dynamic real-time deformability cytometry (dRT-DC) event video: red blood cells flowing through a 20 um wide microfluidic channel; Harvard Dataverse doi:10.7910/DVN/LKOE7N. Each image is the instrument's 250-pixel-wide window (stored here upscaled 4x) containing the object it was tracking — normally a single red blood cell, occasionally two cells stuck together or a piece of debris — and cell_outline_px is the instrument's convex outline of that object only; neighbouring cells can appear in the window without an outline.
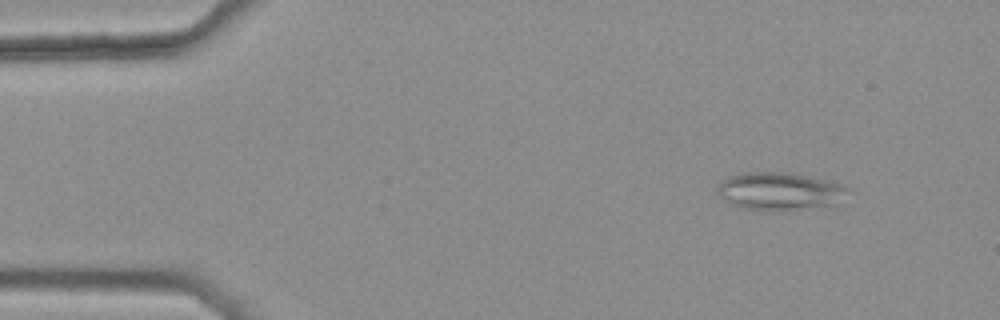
{"species": "common noctule bat (a hibernating species)", "species_latin": "Nyctalus noctula", "temperature_condition": "warm", "stored_images_in_passage": 6, "camera_frame_rate_fps": 3000, "um_per_image_px": 0.085, "animal": {"sex": "female", "body_mass_g": 25.1}, "frame": {"image": 1, "passage_image": 2, "time_ms": 0.333, "image_size_px": [1000, 320], "cell_outline_px": [[848, 188], [836, 204], [772, 212], [744, 208], [732, 204], [724, 200], [716, 192], [720, 184], [728, 176], [740, 172], [784, 172], [824, 180]], "centroid_in_image_um": [66.16, 16.26], "position_along_channel_um": 18.8, "area_um2": 28.15}}
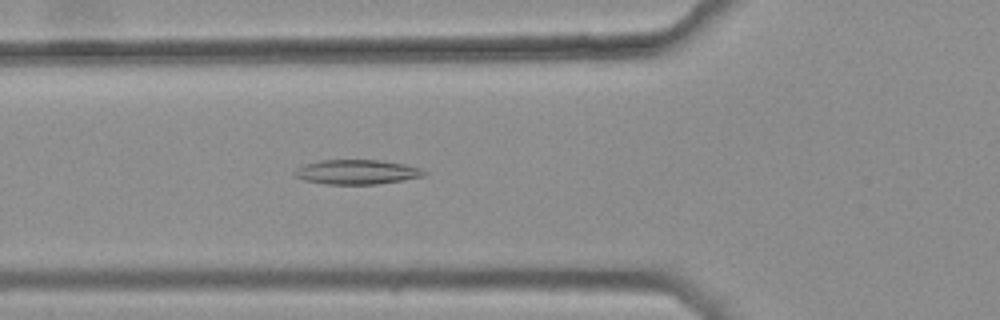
{"frame": {"image": 2, "passage_image": 6, "time_ms": 1.667, "image_size_px": [1000, 320], "cell_outline_px": [[428, 172], [424, 176], [404, 180], [376, 184], [324, 184], [304, 180], [296, 176], [292, 172], [296, 168], [304, 164], [320, 160], [380, 160], [404, 164], [420, 168]], "centroid_in_image_um": [30.32, 14.62], "position_along_channel_um": 95.5, "area_um2": 18.61}}